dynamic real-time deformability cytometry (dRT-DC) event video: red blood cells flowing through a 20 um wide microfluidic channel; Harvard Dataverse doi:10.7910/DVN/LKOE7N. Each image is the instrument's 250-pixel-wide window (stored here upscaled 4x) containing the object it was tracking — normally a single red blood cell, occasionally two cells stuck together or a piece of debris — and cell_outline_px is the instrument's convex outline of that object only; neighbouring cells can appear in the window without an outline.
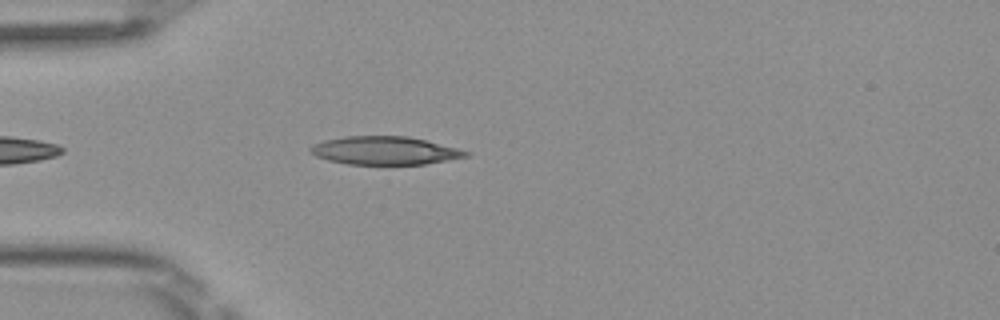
{"species": "Egyptian fruit bat (a non-hibernating species)", "species_latin": "Rousettus aegyptiacus", "temperature_condition": "room temperature", "stored_images_in_passage": 37, "camera_frame_rate_fps": 3000, "um_per_image_px": 0.085, "frame": {"image": 1, "passage_image": 4, "time_ms": 1.0, "image_size_px": [1000, 320], "cell_outline_px": [[472, 152], [468, 156], [424, 164], [348, 164], [328, 160], [316, 156], [308, 148], [312, 144], [324, 140], [344, 136], [408, 136], [460, 148]], "centroid_in_image_um": [32.71, 12.79], "position_along_channel_um": 52.3, "area_um2": 25.55}}
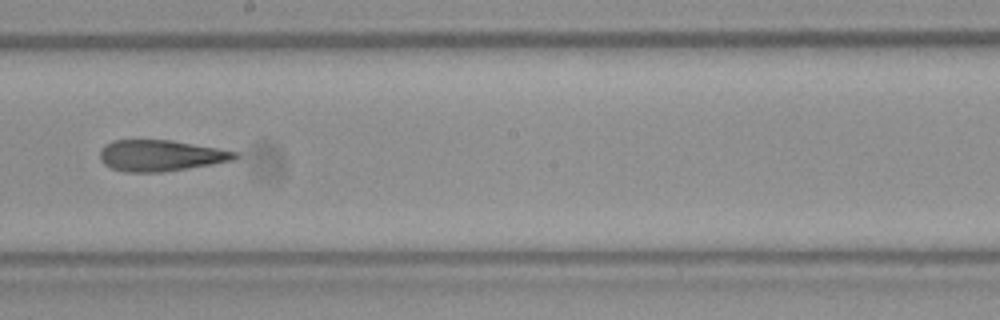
{"frame": {"image": 2, "passage_image": 18, "time_ms": 5.667, "image_size_px": [1000, 320], "cell_outline_px": [[240, 156], [236, 160], [188, 168], [160, 172], [124, 172], [112, 168], [104, 164], [100, 160], [100, 148], [104, 144], [112, 140], [172, 140], [240, 152]], "centroid_in_image_um": [13.67, 13.22], "position_along_channel_um": 234.5, "area_um2": 24.74}}
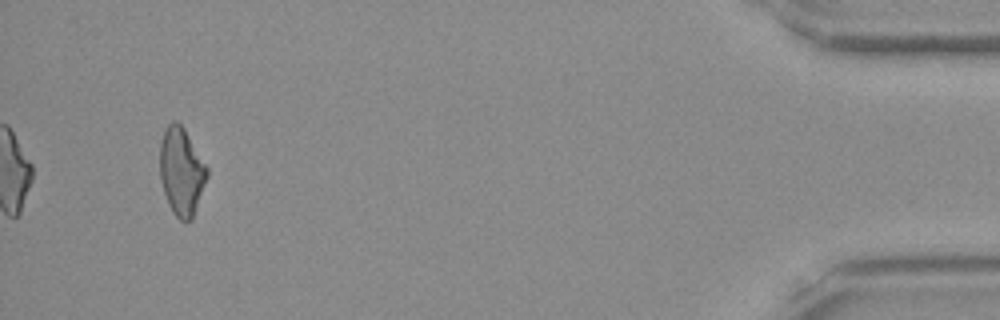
{"frame": {"image": 3, "passage_image": 37, "time_ms": 12.0, "image_size_px": [1000, 320], "cell_outline_px": [[208, 176], [192, 220], [180, 220], [172, 212], [168, 204], [160, 180], [160, 144], [164, 128], [172, 120], [176, 120], [184, 128], [208, 168]], "centroid_in_image_um": [15.41, 14.56], "position_along_channel_um": 419.8, "area_um2": 24.16}, "authors_computed_cell_mechanics": {"area_um2": 24.9118, "velocity_mm_per_s": 4.0977, "shape_relaxation_time_tau1_ms": null, "shape_relaxation_time_tau2_ms": 3.7573, "deformation_change_tau1": null, "deformation_change_tau2": 0.1576}}